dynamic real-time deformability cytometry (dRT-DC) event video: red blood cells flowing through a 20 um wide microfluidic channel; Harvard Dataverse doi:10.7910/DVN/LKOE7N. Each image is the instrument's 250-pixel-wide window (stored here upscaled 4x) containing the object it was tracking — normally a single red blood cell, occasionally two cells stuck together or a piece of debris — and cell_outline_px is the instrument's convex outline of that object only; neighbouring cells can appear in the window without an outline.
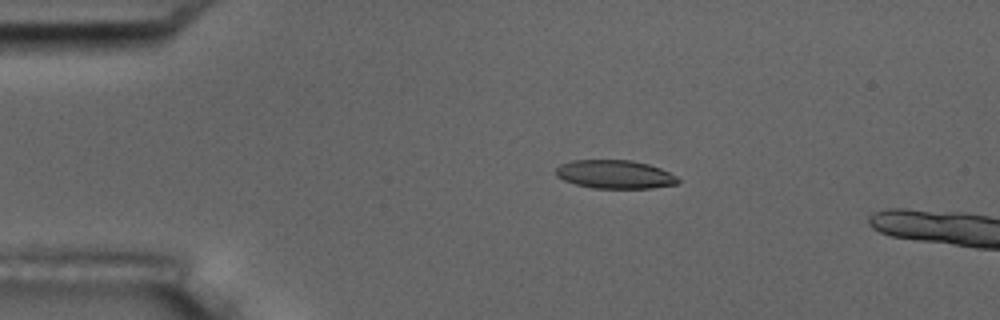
{"species": "common noctule bat (a hibernating species)", "species_latin": "Nyctalus noctula", "temperature_condition": "room temperature", "stored_images_in_passage": 5, "camera_frame_rate_fps": 3000, "um_per_image_px": 0.085, "animal": {"sex": "male", "body_mass_g": 17.5, "forearm_length_mm": 52.3}, "frame": {"image": 1, "passage_image": 3, "time_ms": 2.333, "image_size_px": [1000, 320], "cell_outline_px": [[680, 180], [676, 184], [652, 188], [592, 188], [576, 184], [564, 180], [556, 176], [556, 168], [560, 164], [572, 160], [632, 160], [648, 164], [660, 168], [676, 176]], "centroid_in_image_um": [52.25, 14.82], "position_along_channel_um": 32.8, "area_um2": 20.23}}